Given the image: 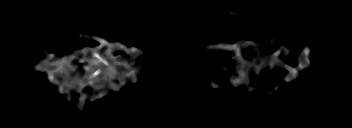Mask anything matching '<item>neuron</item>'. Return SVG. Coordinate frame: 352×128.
I'll return each mask as SVG.
<instances>
[{"label": "neuron", "mask_w": 352, "mask_h": 128, "mask_svg": "<svg viewBox=\"0 0 352 128\" xmlns=\"http://www.w3.org/2000/svg\"><path fill=\"white\" fill-rule=\"evenodd\" d=\"M93 39L97 40L99 42L100 45H105L107 47V50H105L104 52V56L108 55L110 56V59H105L103 57V55H101L100 52V48L95 47V48H84L82 49V54L84 55H89L90 57H86V59H84L85 62L91 63V65H94V69L91 70L90 67L86 66L82 71H80V73H75L76 72V66L71 65L70 61H72L73 59L77 60L78 62L81 63L80 58L75 57V55H72L71 57H67V56H62L59 58H55L54 55H48V58L50 59H54L53 63H49L46 60H42L39 65H36L34 68V70L37 71H46L48 73V79L51 83L55 84L58 86V91L60 94H63L64 92H69L68 96H67V100L71 101L72 97H71V91H73L74 89L81 93L82 89L87 86V85H92L93 82H97L99 78H102V83L100 84V88L102 89V86L107 83V76L108 74H110L109 76L113 77V78H119L120 75H117V70L116 67H128V64L125 62H119V59H121V55L118 56H113V52L116 49H120V50H125L129 55L132 53H135L137 55L142 53V50L133 47H127V45H121L118 42H113V43H109L107 40L105 39H101L98 38L96 36L93 35ZM246 46L247 48H252L255 47V49L259 48V44H255L254 42H246L245 43H235L232 45H224L223 43H221L219 41V43L217 45H213V46H207L208 49H216V50H220V49H227V50H234L236 52V61H237V72L239 74V78L235 79L234 77H229L228 80H230V82L235 85V86H243L244 82L246 80L247 77H249V69L252 67L254 68V66L251 65V61L250 59L244 60L241 56V47ZM282 50H277L274 55L270 58L269 57V68L270 70H272V67L275 65L274 59H276L279 55V53ZM308 56H309V49L306 47L303 49V52L301 53V55H299V68H310L311 67V63L308 60ZM118 59V60H117ZM284 61H279L276 64H280L282 66L285 67L286 70L289 71V74L284 77V80L286 82H291L292 80H294L297 76H298V70L299 68H293L290 65L287 64H283ZM238 65H243V67H239ZM108 70V71H106ZM110 70V72H109ZM88 71V72H87ZM131 71H133V73L135 75H139V69H131ZM82 72L84 74V78L82 80L78 81L79 75H82ZM73 73L74 76L73 78L70 77V74ZM130 72L123 70V75L126 76H130ZM56 77H60L59 80H56ZM63 78L66 79V81L63 83L62 80ZM77 81V82H75ZM120 84L116 85V84H112L113 87L112 89L114 91H118L120 89V86H123V84L125 83L124 80L120 79ZM66 85V87H68V89H64V86ZM108 94L107 92H105V90H101V93L98 95H95L94 93H91L92 95V100L101 98L103 95ZM87 98V95H82L80 100L77 102L79 107L81 106V108H83V102L84 100Z\"/></svg>", "instance_id": "1"}]
</instances>
